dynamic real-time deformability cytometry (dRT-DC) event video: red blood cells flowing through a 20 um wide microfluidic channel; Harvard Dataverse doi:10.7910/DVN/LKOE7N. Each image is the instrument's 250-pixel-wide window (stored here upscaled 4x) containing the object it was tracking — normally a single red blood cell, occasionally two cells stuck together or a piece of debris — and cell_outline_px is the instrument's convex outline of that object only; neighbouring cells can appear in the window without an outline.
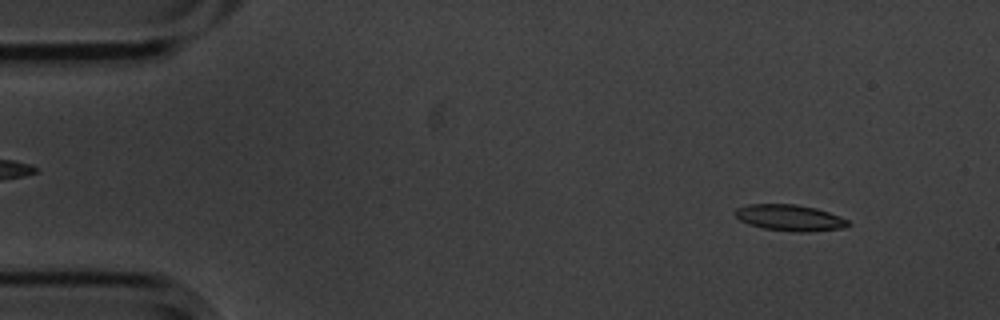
{"species": "common noctule bat (a hibernating species)", "species_latin": "Nyctalus noctula", "temperature_condition": "cold", "stored_images_in_passage": 56, "camera_frame_rate_fps": 3000, "um_per_image_px": 0.085, "animal": {"sex": "male", "body_mass_g": 20.1, "forearm_length_mm": 53.5}, "frame": {"image": 1, "passage_image": 5, "time_ms": 1.333, "image_size_px": [1000, 320], "cell_outline_px": [[852, 224], [844, 228], [808, 232], [796, 232], [764, 228], [748, 224], [740, 220], [736, 216], [736, 208], [748, 204], [796, 204], [816, 208], [840, 216], [848, 220]], "centroid_in_image_um": [67.17, 18.51], "position_along_channel_um": 17.8, "area_um2": 17.28}}
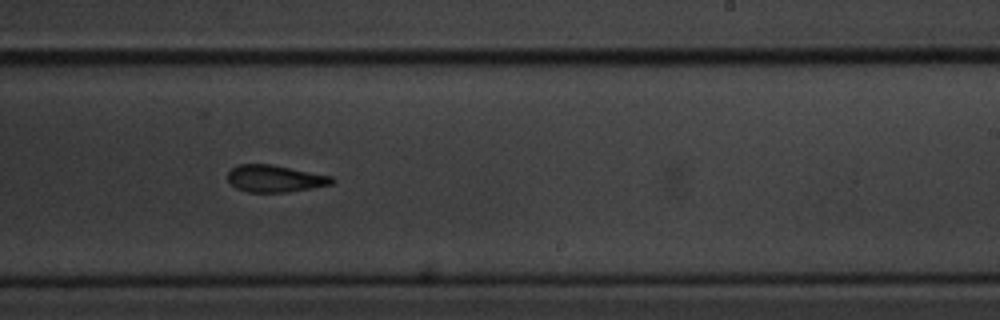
{"frame": {"image": 2, "passage_image": 34, "time_ms": 11.0, "image_size_px": [1000, 320], "cell_outline_px": [[336, 180], [332, 184], [312, 188], [288, 192], [248, 192], [236, 188], [228, 180], [228, 172], [236, 164], [272, 164], [332, 176]], "centroid_in_image_um": [23.38, 15.17], "position_along_channel_um": 265.6, "area_um2": 16.47}}
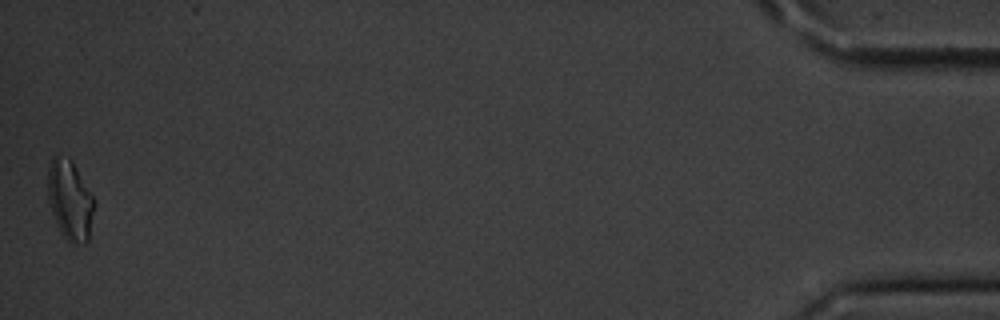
{"frame": {"image": 3, "passage_image": 56, "time_ms": 18.333, "image_size_px": [1000, 320], "cell_outline_px": [[96, 204], [88, 240], [84, 244], [68, 244], [60, 232], [52, 212], [48, 200], [48, 168], [52, 156], [68, 156], [72, 160], [96, 200]], "centroid_in_image_um": [5.97, 17.03], "position_along_channel_um": 429.2, "area_um2": 22.08}, "authors_computed_cell_mechanics": {"area_um2": 17.3111, "velocity_mm_per_s": 3.4915, "shape_relaxation_time_tau1_ms": 7.2793, "shape_relaxation_time_tau2_ms": 4.6427, "deformation_change_tau1": 0.1501, "deformation_change_tau2": 0.1268}}